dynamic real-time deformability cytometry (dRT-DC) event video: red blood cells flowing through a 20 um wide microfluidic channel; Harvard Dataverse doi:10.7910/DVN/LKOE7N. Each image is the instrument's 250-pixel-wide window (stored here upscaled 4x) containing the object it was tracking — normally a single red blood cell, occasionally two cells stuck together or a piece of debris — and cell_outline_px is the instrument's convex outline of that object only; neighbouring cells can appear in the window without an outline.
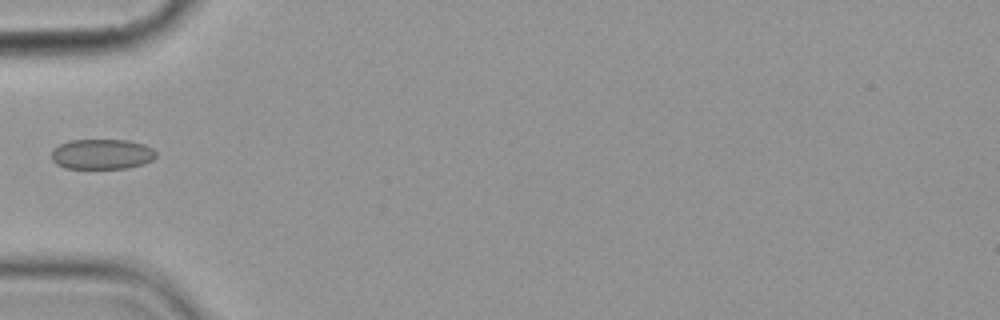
{"species": "common noctule bat (a hibernating species)", "species_latin": "Nyctalus noctula", "temperature_condition": "cold", "stored_images_in_passage": 5, "camera_frame_rate_fps": 3000, "um_per_image_px": 0.085, "animal": {"sex": "female", "body_mass_g": 19.9}, "frame": {"image": 1, "passage_image": 5, "time_ms": 5.667, "image_size_px": [1000, 320], "cell_outline_px": [[156, 156], [152, 160], [144, 164], [128, 168], [64, 168], [56, 164], [52, 160], [52, 148], [60, 144], [72, 140], [128, 140], [144, 144], [152, 148], [156, 152]], "centroid_in_image_um": [8.66, 13.1], "position_along_channel_um": 76.3, "area_um2": 18.5}}